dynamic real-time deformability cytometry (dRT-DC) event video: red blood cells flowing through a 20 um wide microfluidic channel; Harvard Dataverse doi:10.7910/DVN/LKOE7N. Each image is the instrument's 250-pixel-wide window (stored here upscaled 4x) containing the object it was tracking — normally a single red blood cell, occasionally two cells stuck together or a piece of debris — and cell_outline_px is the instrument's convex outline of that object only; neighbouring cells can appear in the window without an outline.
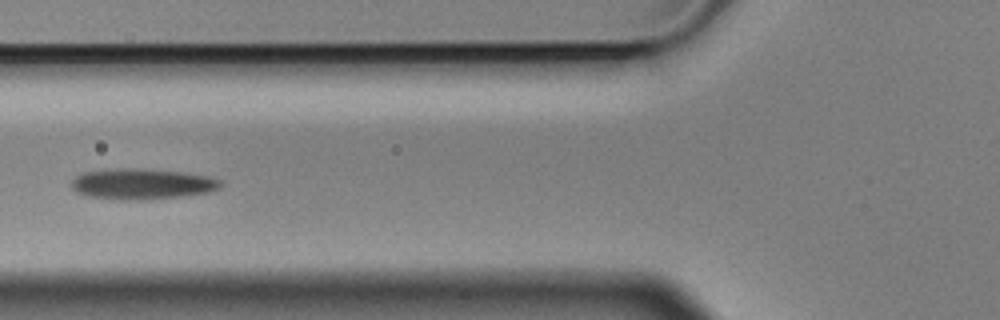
{"species": "Egyptian fruit bat (a non-hibernating species)", "species_latin": "Rousettus aegyptiacus", "temperature_condition": "cold", "stored_images_in_passage": 8, "camera_frame_rate_fps": 3000, "um_per_image_px": 0.085, "animal": {"sex": "male"}, "frame": {"image": 1, "passage_image": 6, "time_ms": 1.667, "image_size_px": [1000, 320], "cell_outline_px": [[224, 184], [220, 188], [212, 192], [180, 196], [140, 200], [120, 200], [88, 196], [76, 192], [72, 188], [72, 180], [80, 172], [112, 168], [144, 168], [184, 172], [208, 176], [220, 180]], "centroid_in_image_um": [12.07, 15.62], "position_along_channel_um": 113.7, "area_um2": 27.11}}
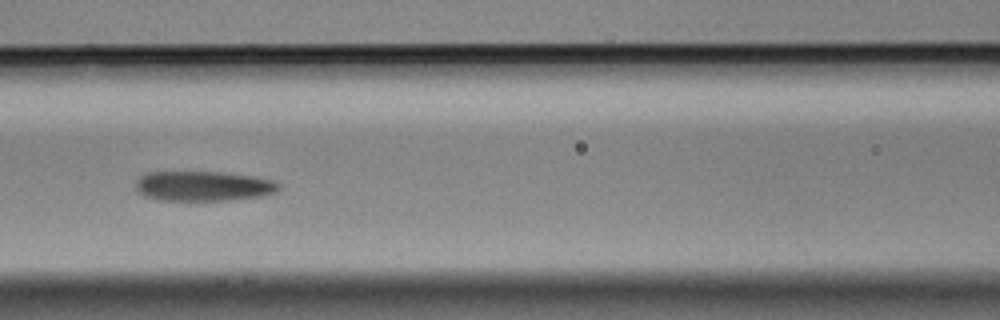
{"frame": {"image": 2, "passage_image": 7, "time_ms": 2.0, "image_size_px": [1000, 320], "cell_outline_px": [[280, 188], [276, 192], [264, 196], [232, 200], [160, 200], [144, 196], [136, 192], [136, 176], [144, 172], [224, 172], [252, 176], [272, 180], [280, 184]], "centroid_in_image_um": [17.24, 15.81], "position_along_channel_um": 149.4, "area_um2": 25.32}}
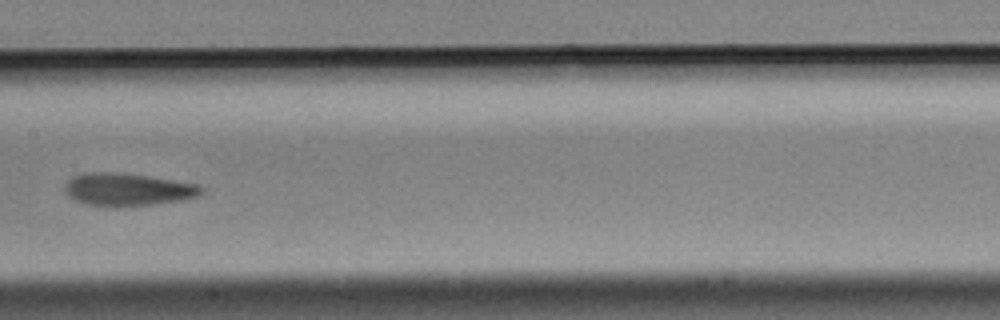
{"frame": {"image": 3, "passage_image": 8, "time_ms": 2.333, "image_size_px": [1000, 320], "cell_outline_px": [[204, 192], [200, 196], [180, 200], [152, 204], [84, 204], [68, 196], [64, 188], [64, 184], [72, 176], [84, 172], [112, 172], [144, 176], [172, 180], [196, 184], [204, 188]], "centroid_in_image_um": [10.84, 16.07], "position_along_channel_um": 196.6, "area_um2": 25.14}}